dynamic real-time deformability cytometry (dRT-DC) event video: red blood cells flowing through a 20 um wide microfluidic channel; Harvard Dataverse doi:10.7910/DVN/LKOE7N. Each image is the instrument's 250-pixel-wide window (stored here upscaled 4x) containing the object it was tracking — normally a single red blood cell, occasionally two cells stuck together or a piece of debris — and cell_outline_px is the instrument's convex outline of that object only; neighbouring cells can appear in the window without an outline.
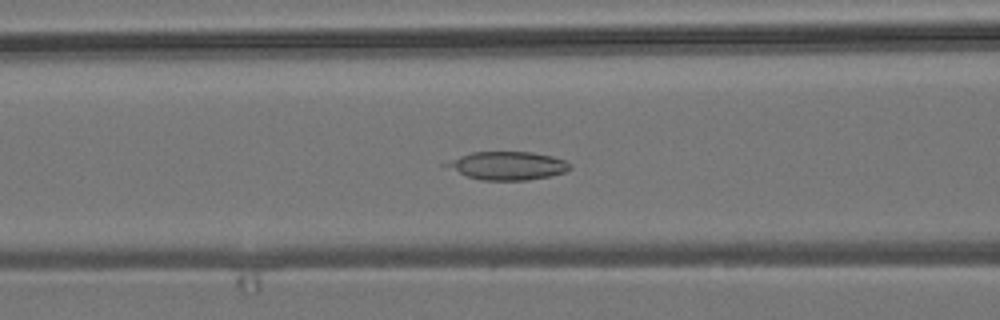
{"species": "common noctule bat (a hibernating species)", "species_latin": "Nyctalus noctula", "temperature_condition": "room temperature", "stored_images_in_passage": 41, "camera_frame_rate_fps": 3000, "um_per_image_px": 0.085, "animal": {"sex": "male", "body_mass_g": 19.2, "forearm_length_mm": 51.8}, "frame": {"image": 1, "passage_image": 9, "time_ms": 2.667, "image_size_px": [1000, 320], "cell_outline_px": [[572, 168], [564, 172], [552, 176], [528, 180], [480, 180], [468, 176], [440, 164], [460, 156], [472, 152], [532, 152], [552, 156], [564, 160], [572, 164]], "centroid_in_image_um": [43.17, 14.08], "position_along_channel_um": 123.4, "area_um2": 20.35}}
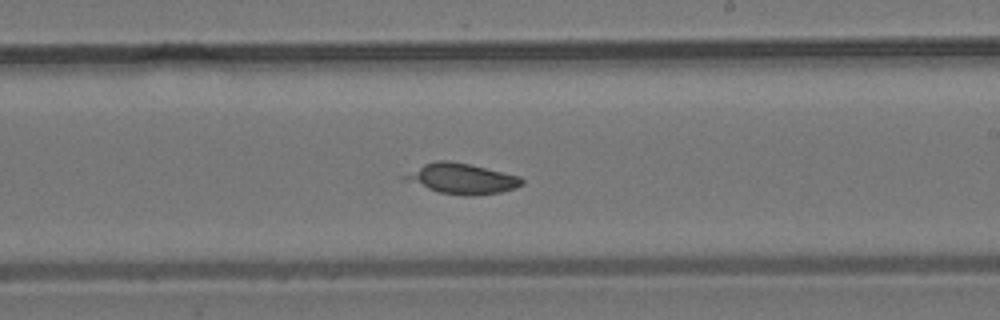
{"frame": {"image": 2, "passage_image": 19, "time_ms": 6.0, "image_size_px": [1000, 320], "cell_outline_px": [[524, 184], [516, 188], [500, 192], [476, 196], [464, 196], [440, 192], [400, 180], [400, 176], [424, 164], [436, 160], [448, 160], [468, 164], [520, 176], [524, 180]], "centroid_in_image_um": [39.22, 15.19], "position_along_channel_um": 249.8, "area_um2": 20.92}}
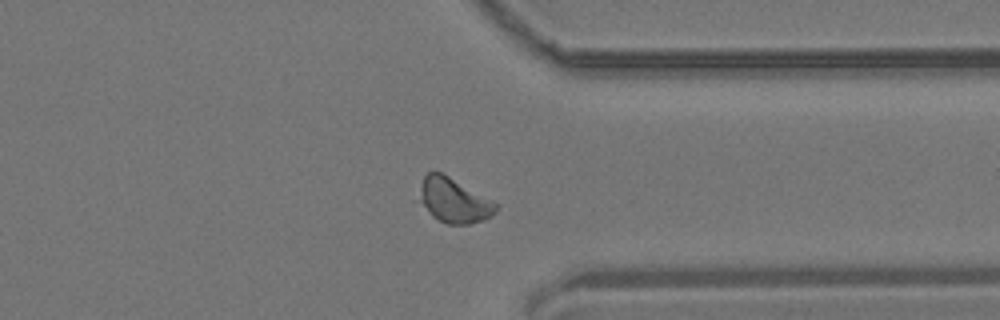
{"frame": {"image": 3, "passage_image": 29, "time_ms": 9.333, "image_size_px": [1000, 320], "cell_outline_px": [[496, 212], [492, 216], [484, 220], [468, 224], [448, 224], [432, 216], [420, 200], [420, 188], [424, 176], [428, 172], [440, 172], [448, 176], [496, 204]], "centroid_in_image_um": [38.56, 17.05], "position_along_channel_um": 372.8, "area_um2": 19.13}}